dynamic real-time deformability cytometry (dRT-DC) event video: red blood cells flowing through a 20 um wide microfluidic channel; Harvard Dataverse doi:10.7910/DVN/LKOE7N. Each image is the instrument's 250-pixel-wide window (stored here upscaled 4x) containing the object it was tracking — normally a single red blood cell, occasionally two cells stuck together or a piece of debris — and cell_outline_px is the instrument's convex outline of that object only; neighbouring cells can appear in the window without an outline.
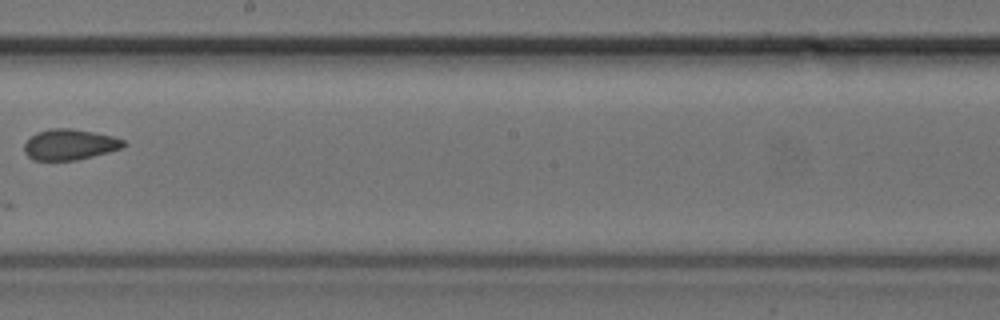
{"species": "common noctule bat (a hibernating species)", "species_latin": "Nyctalus noctula", "temperature_condition": "cold", "stored_images_in_passage": 9, "camera_frame_rate_fps": 3000, "um_per_image_px": 0.085, "animal": {"sex": "female", "body_mass_g": 24.6, "forearm_length_mm": 56.2}, "frame": {"image": 1, "passage_image": 7, "time_ms": 2.0, "image_size_px": [1000, 320], "cell_outline_px": [[128, 144], [120, 148], [108, 152], [76, 160], [32, 160], [24, 152], [24, 144], [36, 132], [52, 128], [68, 128], [92, 132], [112, 136], [124, 140]], "centroid_in_image_um": [5.91, 12.29], "position_along_channel_um": 242.3, "area_um2": 17.63}}
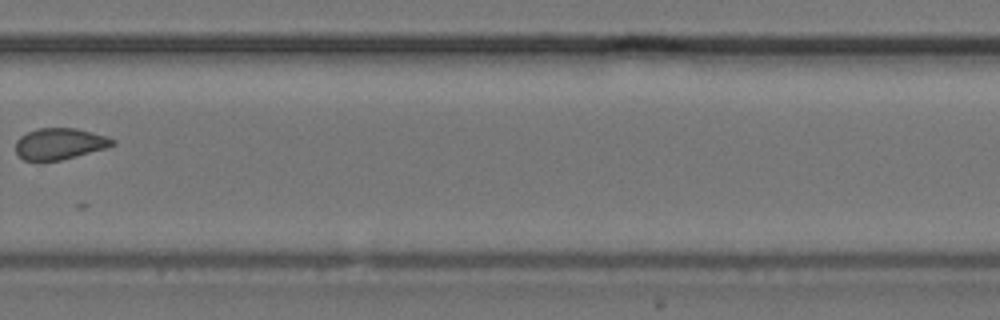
{"frame": {"image": 2, "passage_image": 9, "time_ms": 2.667, "image_size_px": [1000, 320], "cell_outline_px": [[116, 144], [104, 148], [60, 160], [44, 164], [40, 164], [24, 160], [16, 152], [16, 140], [20, 136], [28, 132], [40, 128], [76, 128], [104, 136], [116, 140]], "centroid_in_image_um": [5.0, 12.26], "position_along_channel_um": 324.8, "area_um2": 17.86}}